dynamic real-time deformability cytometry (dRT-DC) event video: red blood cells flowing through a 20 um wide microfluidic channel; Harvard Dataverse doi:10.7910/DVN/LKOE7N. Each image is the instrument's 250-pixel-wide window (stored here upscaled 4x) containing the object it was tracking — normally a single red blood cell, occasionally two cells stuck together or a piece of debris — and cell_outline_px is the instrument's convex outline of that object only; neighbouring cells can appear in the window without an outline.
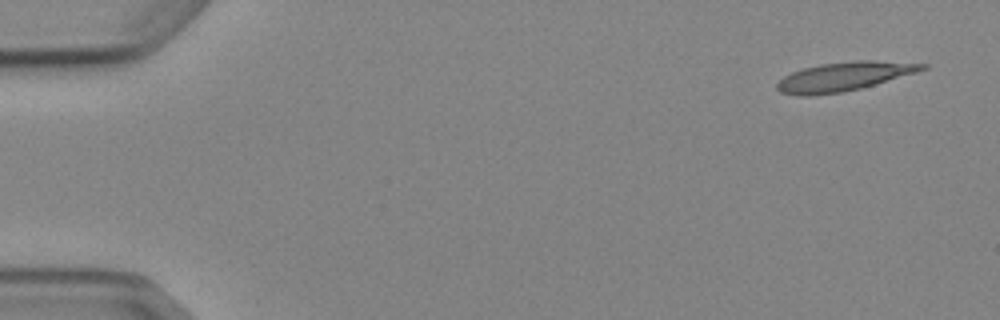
{"species": "Egyptian fruit bat (a non-hibernating species)", "species_latin": "Rousettus aegyptiacus", "temperature_condition": "cold", "stored_images_in_passage": 7, "camera_frame_rate_fps": 3000, "um_per_image_px": 0.085, "animal": {"sex": "female"}, "frame": {"image": 1, "passage_image": 1, "time_ms": 0.0, "image_size_px": [1000, 320], "cell_outline_px": [[928, 68], [916, 72], [860, 88], [840, 92], [812, 96], [800, 96], [780, 92], [776, 88], [776, 84], [784, 76], [792, 72], [804, 68], [820, 64], [856, 60], [872, 60], [928, 64]], "centroid_in_image_um": [71.7, 6.5], "position_along_channel_um": 13.3, "area_um2": 24.22}}
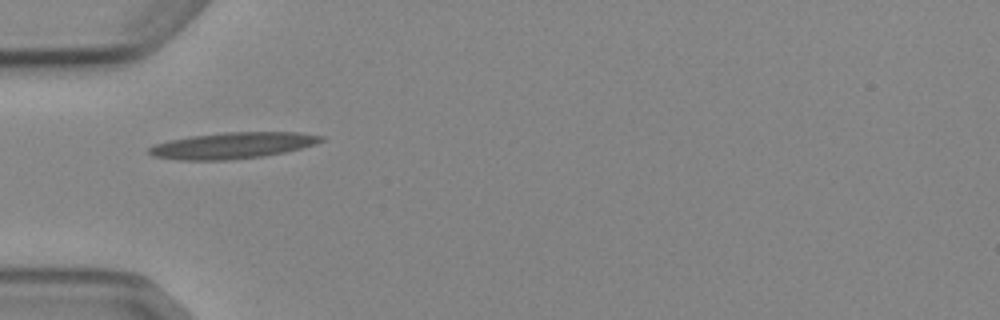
{"frame": {"image": 2, "passage_image": 5, "time_ms": 4.667, "image_size_px": [1000, 320], "cell_outline_px": [[324, 140], [316, 144], [284, 152], [264, 156], [228, 160], [180, 160], [152, 156], [148, 152], [148, 148], [156, 144], [168, 140], [192, 136], [224, 132], [300, 132], [324, 136]], "centroid_in_image_um": [19.78, 12.36], "position_along_channel_um": 65.2, "area_um2": 26.3}}
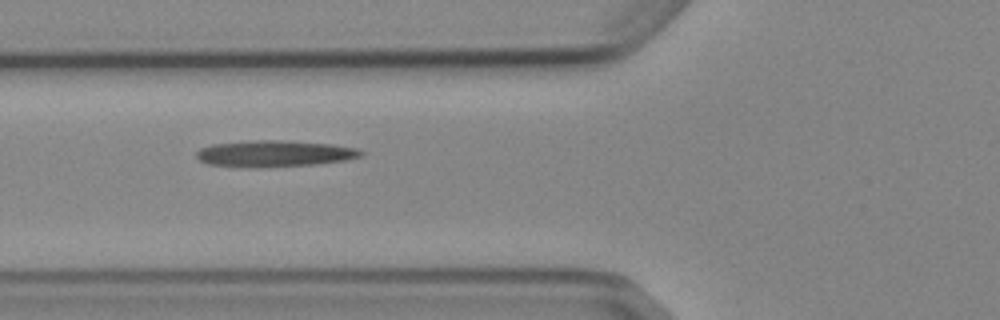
{"frame": {"image": 3, "passage_image": 6, "time_ms": 5.667, "image_size_px": [1000, 320], "cell_outline_px": [[364, 152], [360, 156], [344, 160], [312, 164], [256, 168], [244, 168], [208, 164], [200, 160], [196, 156], [196, 152], [200, 148], [212, 144], [256, 140], [280, 140], [332, 144], [360, 148]], "centroid_in_image_um": [23.3, 13.06], "position_along_channel_um": 102.5, "area_um2": 25.37}}